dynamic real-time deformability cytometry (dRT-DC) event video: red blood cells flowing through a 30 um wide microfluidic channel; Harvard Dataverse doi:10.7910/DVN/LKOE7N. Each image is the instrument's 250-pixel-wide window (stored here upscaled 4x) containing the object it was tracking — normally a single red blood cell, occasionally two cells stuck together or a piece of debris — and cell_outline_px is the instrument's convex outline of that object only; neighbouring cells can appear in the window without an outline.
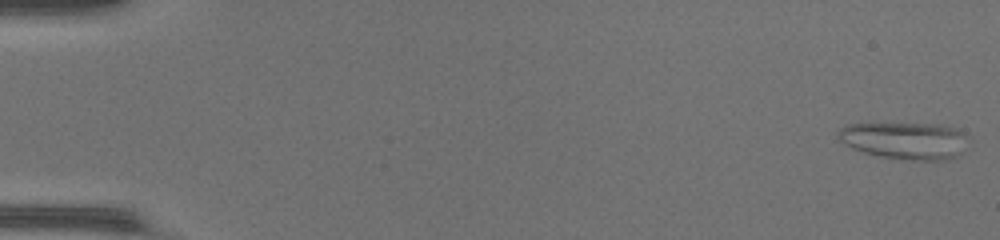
{"species": "common noctule bat (a hibernating species)", "species_latin": "Nyctalus noctula", "temperature_condition": "warm", "stored_images_in_passage": 51, "camera_frame_rate_fps": 3000, "um_per_image_px": 0.085, "animal": {"sex": "female", "body_mass_g": 17.0, "forearm_length_mm": 48.0}, "frame": {"image": 1, "passage_image": 1, "time_ms": 0.0, "image_size_px": [1000, 240], "cell_outline_px": [[972, 140], [956, 156], [944, 160], [912, 160], [880, 156], [864, 152], [852, 148], [844, 144], [836, 136], [836, 132], [840, 128], [848, 124], [940, 124], [956, 128], [972, 136]], "centroid_in_image_um": [76.98, 11.94], "position_along_channel_um": 8.0, "area_um2": 28.38}}
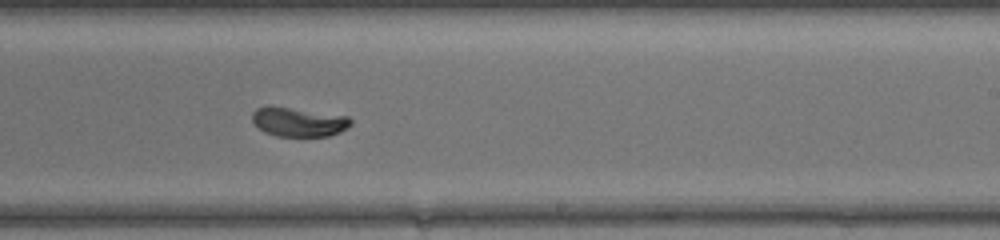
{"frame": {"image": 2, "passage_image": 32, "time_ms": 10.333, "image_size_px": [1000, 240], "cell_outline_px": [[352, 124], [348, 128], [340, 132], [328, 136], [276, 136], [264, 132], [252, 120], [252, 112], [256, 108], [268, 104], [272, 104], [348, 116], [352, 120]], "centroid_in_image_um": [25.37, 10.33], "position_along_channel_um": 263.6, "area_um2": 17.22}}
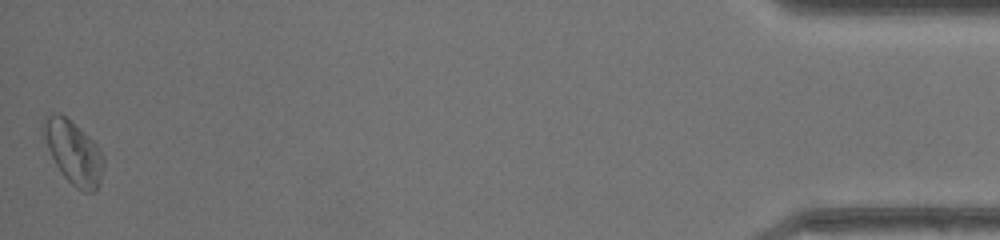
{"frame": {"image": 3, "passage_image": 51, "time_ms": 16.667, "image_size_px": [1000, 240], "cell_outline_px": [[104, 168], [100, 184], [92, 192], [84, 192], [76, 188], [60, 172], [48, 148], [44, 136], [44, 116], [56, 112], [60, 112], [80, 128], [100, 148], [104, 156]], "centroid_in_image_um": [6.28, 12.96], "position_along_channel_um": 428.9, "area_um2": 22.02}}